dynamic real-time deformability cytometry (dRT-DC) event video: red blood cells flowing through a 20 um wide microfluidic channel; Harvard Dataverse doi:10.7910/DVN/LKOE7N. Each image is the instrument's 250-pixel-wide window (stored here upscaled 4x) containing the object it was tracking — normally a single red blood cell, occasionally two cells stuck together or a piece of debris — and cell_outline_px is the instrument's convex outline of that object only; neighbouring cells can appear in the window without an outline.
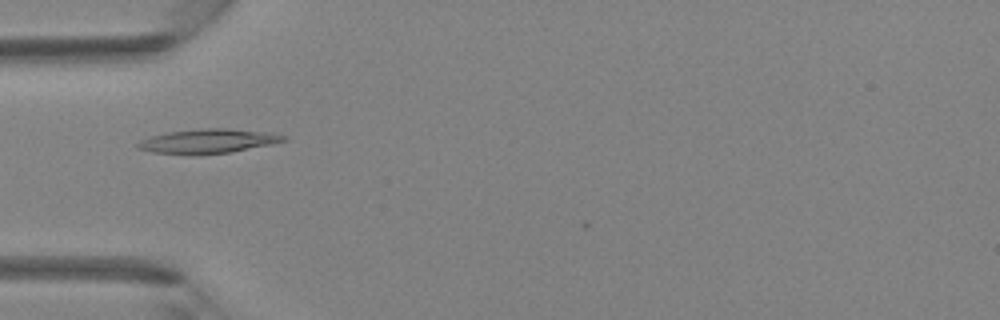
{"species": "Egyptian fruit bat (a non-hibernating species)", "species_latin": "Rousettus aegyptiacus", "temperature_condition": "room temperature", "stored_images_in_passage": 43, "camera_frame_rate_fps": 3000, "um_per_image_px": 0.085, "animal": {"sex": "female"}, "frame": {"image": 1, "passage_image": 14, "time_ms": 4.333, "image_size_px": [1000, 320], "cell_outline_px": [[288, 140], [272, 144], [232, 152], [152, 152], [136, 148], [136, 144], [140, 140], [152, 136], [168, 132], [200, 128], [228, 128], [268, 132], [288, 136]], "centroid_in_image_um": [17.76, 11.95], "position_along_channel_um": 67.2, "area_um2": 19.94}}
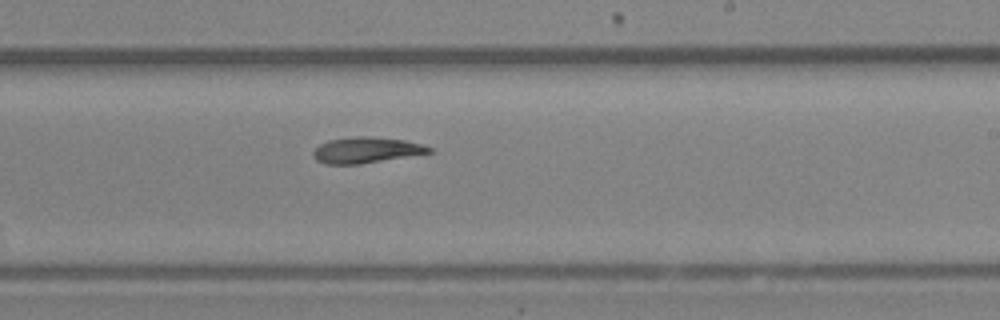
{"frame": {"image": 2, "passage_image": 26, "time_ms": 8.333, "image_size_px": [1000, 320], "cell_outline_px": [[432, 152], [360, 164], [324, 164], [316, 160], [312, 156], [312, 152], [320, 144], [328, 140], [356, 136], [368, 136], [404, 140], [420, 144], [432, 148]], "centroid_in_image_um": [31.07, 12.76], "position_along_channel_um": 257.9, "area_um2": 17.34}}
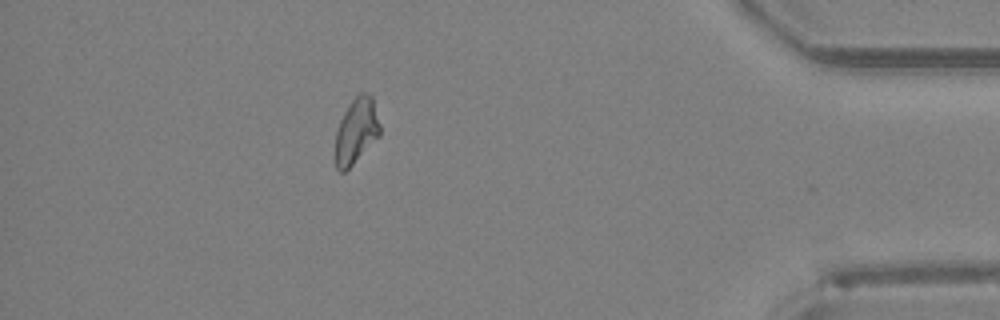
{"frame": {"image": 3, "passage_image": 38, "time_ms": 12.333, "image_size_px": [1000, 320], "cell_outline_px": [[380, 136], [344, 172], [340, 172], [336, 168], [336, 132], [340, 120], [344, 112], [352, 100], [360, 92], [368, 92], [372, 96], [380, 124]], "centroid_in_image_um": [30.3, 11.1], "position_along_channel_um": 404.9, "area_um2": 16.88}}